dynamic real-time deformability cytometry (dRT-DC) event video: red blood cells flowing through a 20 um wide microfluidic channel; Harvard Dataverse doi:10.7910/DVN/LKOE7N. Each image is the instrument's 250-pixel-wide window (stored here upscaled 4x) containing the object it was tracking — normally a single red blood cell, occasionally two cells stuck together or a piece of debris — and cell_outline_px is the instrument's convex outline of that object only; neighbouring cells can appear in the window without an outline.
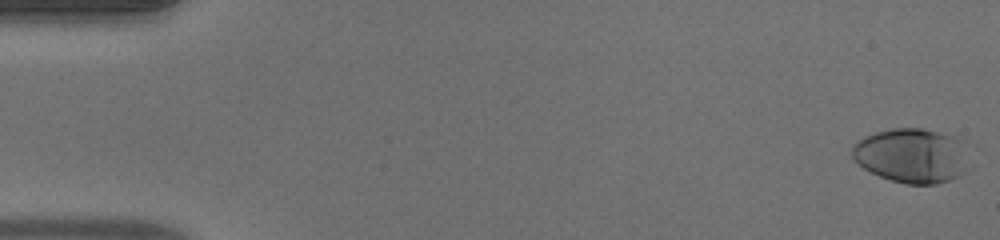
{"species": "human", "species_latin": "Homo sapiens", "temperature_condition": "warm", "stored_images_in_passage": 51, "camera_frame_rate_fps": 3000, "um_per_image_px": 0.085, "donor": {"sex": "male"}, "frame": {"image": 1, "passage_image": 1, "time_ms": 0.0, "image_size_px": [1000, 240], "cell_outline_px": [[972, 168], [968, 172], [948, 180], [936, 184], [904, 184], [880, 176], [864, 168], [852, 160], [852, 148], [864, 136], [876, 132], [892, 128], [924, 128], [952, 136], [956, 140]], "centroid_in_image_um": [77.48, 13.24], "position_along_channel_um": 7.5, "area_um2": 36.93}}
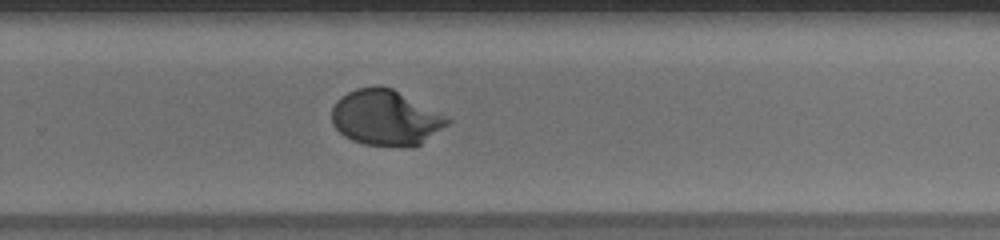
{"frame": {"image": 2, "passage_image": 34, "time_ms": 11.0, "image_size_px": [1000, 240], "cell_outline_px": [[452, 120], [448, 124], [420, 144], [400, 148], [364, 144], [352, 140], [344, 136], [332, 124], [332, 108], [336, 100], [340, 96], [356, 88], [376, 84], [380, 84], [392, 88]], "centroid_in_image_um": [32.72, 10.0], "position_along_channel_um": 297.1, "area_um2": 37.4}}
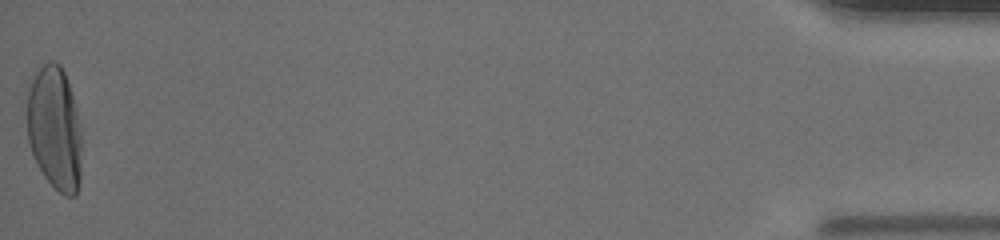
{"frame": {"image": 3, "passage_image": 51, "time_ms": 16.667, "image_size_px": [1000, 240], "cell_outline_px": [[80, 180], [76, 196], [64, 196], [44, 176], [32, 152], [28, 140], [28, 92], [32, 80], [36, 72], [48, 60], [52, 60], [60, 64], [64, 72], [76, 108], [80, 132]], "centroid_in_image_um": [4.65, 10.91], "position_along_channel_um": 430.6, "area_um2": 38.78}, "authors_computed_cell_mechanics": {"area_um2": 36.7608, "velocity_mm_per_s": 4.0679, "shape_relaxation_time_tau1_ms": 3.7255, "shape_relaxation_time_tau2_ms": null, "deformation_change_tau1": 0.2427, "deformation_change_tau2": null}}